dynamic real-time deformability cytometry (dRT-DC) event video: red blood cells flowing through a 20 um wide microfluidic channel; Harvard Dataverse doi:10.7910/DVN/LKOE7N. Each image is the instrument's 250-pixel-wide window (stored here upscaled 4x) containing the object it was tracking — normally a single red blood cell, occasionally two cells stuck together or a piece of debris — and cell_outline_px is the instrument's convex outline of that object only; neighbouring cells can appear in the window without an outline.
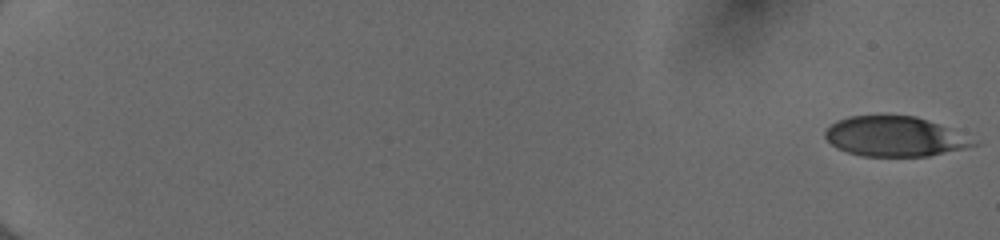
{"species": "human", "species_latin": "Homo sapiens", "temperature_condition": "cold", "stored_images_in_passage": 16, "camera_frame_rate_fps": 3000, "um_per_image_px": 0.085, "donor": {"sex": "female"}, "frame": {"image": 1, "passage_image": 1, "time_ms": 0.0, "image_size_px": [1000, 240], "cell_outline_px": [[980, 144], [964, 148], [928, 156], [860, 156], [836, 148], [824, 136], [824, 132], [836, 120], [848, 116], [916, 116], [936, 124]], "centroid_in_image_um": [75.94, 11.61], "position_along_channel_um": 9.1, "area_um2": 33.64}}